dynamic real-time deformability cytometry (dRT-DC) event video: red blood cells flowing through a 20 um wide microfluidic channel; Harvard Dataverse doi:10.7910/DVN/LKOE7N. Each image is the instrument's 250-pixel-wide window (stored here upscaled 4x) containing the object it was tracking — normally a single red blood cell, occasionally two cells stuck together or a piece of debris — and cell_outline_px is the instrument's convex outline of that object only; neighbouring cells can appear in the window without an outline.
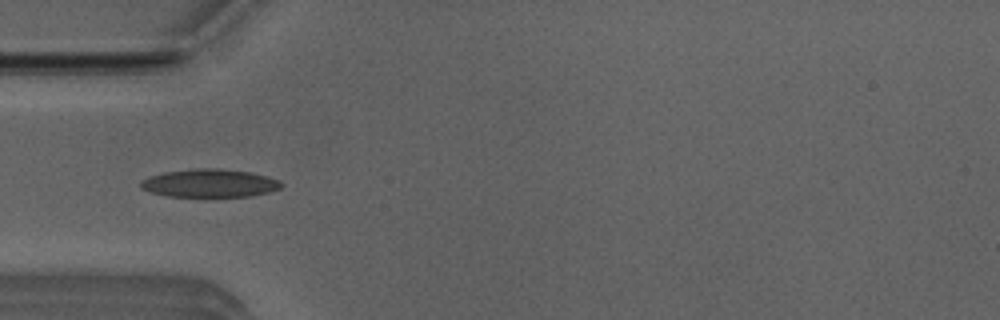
{"species": "Egyptian fruit bat (a non-hibernating species)", "species_latin": "Rousettus aegyptiacus", "temperature_condition": "room temperature", "stored_images_in_passage": 46, "camera_frame_rate_fps": 3000, "um_per_image_px": 0.085, "animal": {"sex": "male"}, "frame": {"image": 1, "passage_image": 11, "time_ms": 3.333, "image_size_px": [1000, 320], "cell_outline_px": [[284, 184], [280, 188], [268, 192], [252, 196], [168, 196], [152, 192], [140, 188], [140, 180], [148, 176], [164, 172], [192, 168], [216, 168], [248, 172], [268, 176], [280, 180]], "centroid_in_image_um": [17.81, 15.56], "position_along_channel_um": 67.2, "area_um2": 23.06}}
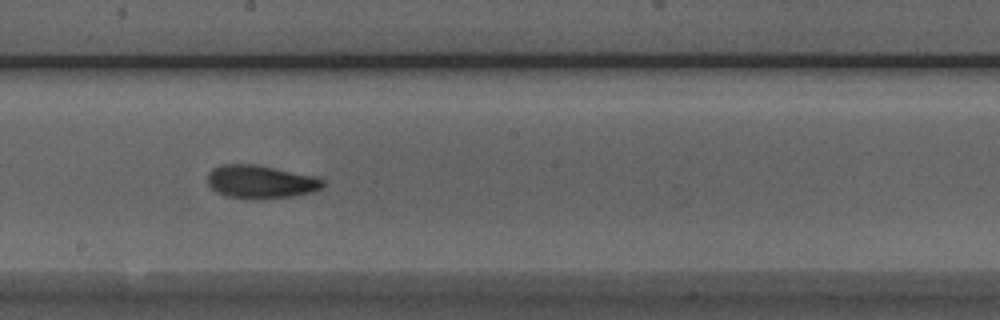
{"frame": {"image": 2, "passage_image": 23, "time_ms": 7.333, "image_size_px": [1000, 320], "cell_outline_px": [[324, 188], [312, 192], [292, 196], [228, 196], [216, 192], [208, 184], [208, 172], [212, 168], [220, 164], [256, 164], [316, 176], [324, 180]], "centroid_in_image_um": [22.17, 15.39], "position_along_channel_um": 226.0, "area_um2": 21.68}}
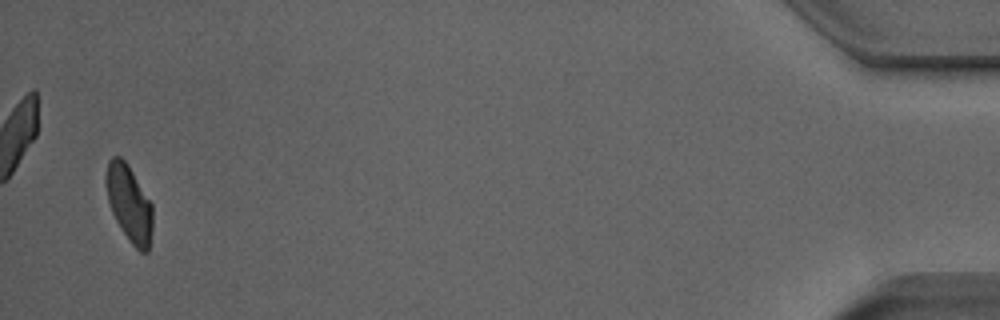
{"frame": {"image": 3, "passage_image": 45, "time_ms": 14.667, "image_size_px": [1000, 320], "cell_outline_px": [[152, 232], [148, 252], [140, 252], [132, 244], [120, 228], [112, 212], [108, 200], [104, 180], [104, 176], [108, 160], [112, 156], [120, 156], [128, 164], [152, 204]], "centroid_in_image_um": [10.96, 17.27], "position_along_channel_um": 424.2, "area_um2": 20.92}, "authors_computed_cell_mechanics": {"area_um2": 21.6461, "velocity_mm_per_s": 3.9657, "shape_relaxation_time_tau1_ms": 5.305, "shape_relaxation_time_tau2_ms": 2.0145, "deformation_change_tau1": 0.1677, "deformation_change_tau2": 0.073}}